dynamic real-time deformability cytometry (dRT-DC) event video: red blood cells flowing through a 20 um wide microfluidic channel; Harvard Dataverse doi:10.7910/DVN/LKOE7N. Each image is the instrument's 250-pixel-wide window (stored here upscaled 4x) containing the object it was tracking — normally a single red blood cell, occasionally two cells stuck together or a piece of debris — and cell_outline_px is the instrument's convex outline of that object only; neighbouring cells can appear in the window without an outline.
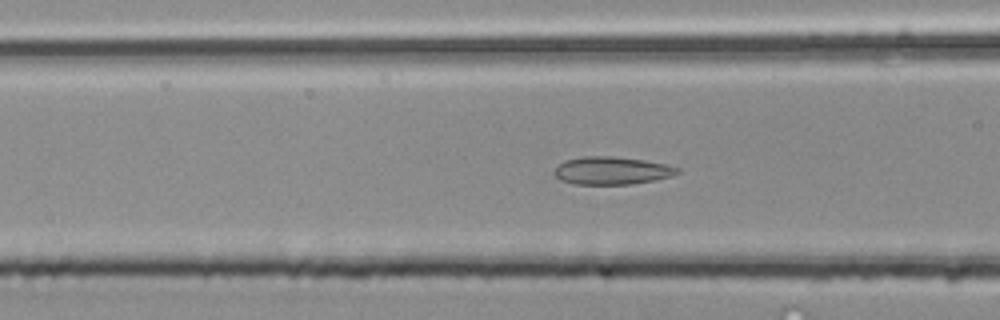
{"species": "common noctule bat (a hibernating species)", "species_latin": "Nyctalus noctula", "temperature_condition": "room temperature", "stored_images_in_passage": 40, "camera_frame_rate_fps": 3000, "um_per_image_px": 0.085, "animal": {"sex": "male", "body_mass_g": 20.4}, "frame": {"image": 1, "passage_image": 9, "time_ms": 2.667, "image_size_px": [1000, 320], "cell_outline_px": [[680, 172], [672, 176], [632, 184], [572, 184], [560, 180], [552, 172], [564, 160], [584, 156], [612, 156], [644, 160], [664, 164], [680, 168]], "centroid_in_image_um": [51.98, 14.5], "position_along_channel_um": 114.6, "area_um2": 19.88}}
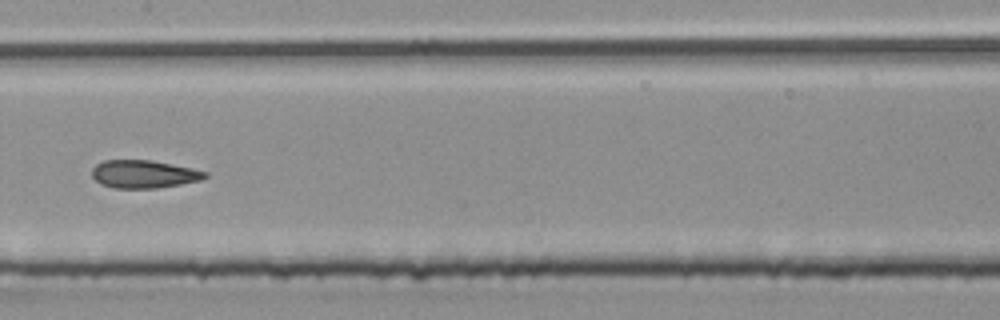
{"frame": {"image": 2, "passage_image": 15, "time_ms": 4.667, "image_size_px": [1000, 320], "cell_outline_px": [[208, 176], [200, 180], [180, 184], [156, 188], [112, 188], [100, 184], [92, 176], [92, 168], [96, 164], [104, 160], [148, 160], [192, 168], [208, 172]], "centroid_in_image_um": [12.2, 14.8], "position_along_channel_um": 195.2, "area_um2": 18.32}}
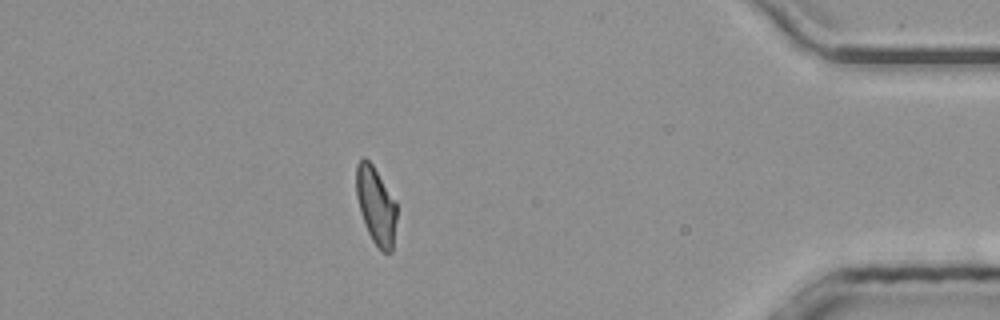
{"frame": {"image": 3, "passage_image": 34, "time_ms": 11.0, "image_size_px": [1000, 320], "cell_outline_px": [[396, 220], [392, 252], [384, 252], [372, 240], [368, 232], [360, 212], [356, 196], [356, 164], [364, 156], [372, 164], [396, 204]], "centroid_in_image_um": [31.93, 17.47], "position_along_channel_um": 403.3, "area_um2": 17.86}, "authors_computed_cell_mechanics": {"area_um2": 18.7272, "velocity_mm_per_s": 4.016, "shape_relaxation_time_tau1_ms": null, "shape_relaxation_time_tau2_ms": 2.867, "deformation_change_tau1": null, "deformation_change_tau2": 0.1015}}